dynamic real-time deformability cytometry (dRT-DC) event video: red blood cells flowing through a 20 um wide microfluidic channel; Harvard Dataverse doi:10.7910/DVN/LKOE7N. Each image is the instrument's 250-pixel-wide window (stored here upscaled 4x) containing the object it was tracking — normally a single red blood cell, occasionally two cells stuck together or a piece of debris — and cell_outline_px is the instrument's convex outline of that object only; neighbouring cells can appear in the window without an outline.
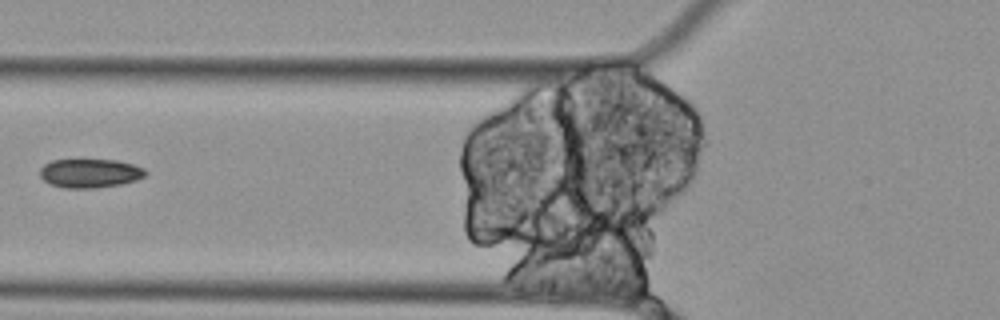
{"species": "Egyptian fruit bat (a non-hibernating species)", "species_latin": "Rousettus aegyptiacus", "temperature_condition": "cold", "stored_images_in_passage": 9, "camera_frame_rate_fps": 3000, "um_per_image_px": 0.085, "animal": {"sex": "female"}, "frame": {"image": 1, "passage_image": 6, "time_ms": 1.667, "image_size_px": [1000, 320], "cell_outline_px": [[148, 172], [144, 176], [136, 180], [120, 184], [96, 188], [64, 188], [48, 184], [40, 176], [40, 168], [44, 164], [52, 160], [116, 160], [132, 164], [144, 168]], "centroid_in_image_um": [7.62, 14.73], "position_along_channel_um": 118.2, "area_um2": 17.8}}
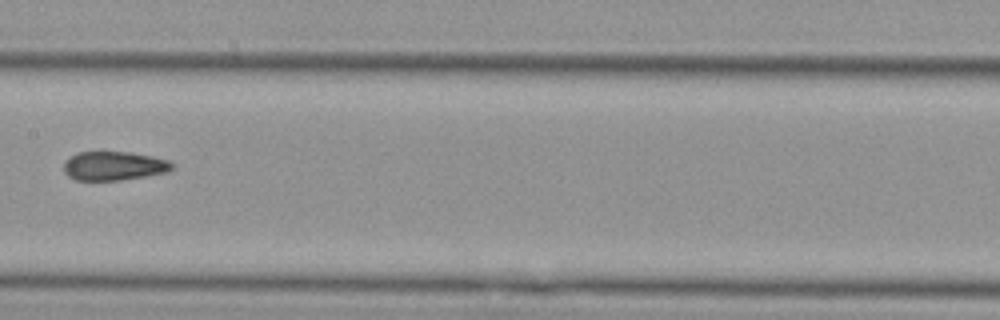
{"frame": {"image": 2, "passage_image": 8, "time_ms": 2.333, "image_size_px": [1000, 320], "cell_outline_px": [[172, 168], [168, 172], [120, 180], [76, 180], [68, 176], [64, 172], [64, 160], [68, 156], [76, 152], [132, 152], [152, 156], [168, 160], [172, 164]], "centroid_in_image_um": [9.63, 14.09], "position_along_channel_um": 197.8, "area_um2": 18.32}}
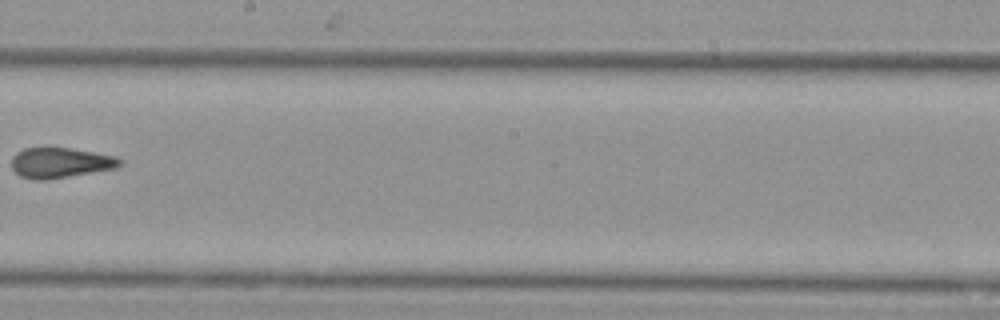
{"frame": {"image": 3, "passage_image": 9, "time_ms": 2.667, "image_size_px": [1000, 320], "cell_outline_px": [[120, 164], [116, 168], [44, 180], [36, 180], [20, 176], [12, 168], [12, 156], [16, 152], [24, 148], [68, 148], [116, 156], [120, 160]], "centroid_in_image_um": [5.08, 13.83], "position_along_channel_um": 243.1, "area_um2": 18.79}}